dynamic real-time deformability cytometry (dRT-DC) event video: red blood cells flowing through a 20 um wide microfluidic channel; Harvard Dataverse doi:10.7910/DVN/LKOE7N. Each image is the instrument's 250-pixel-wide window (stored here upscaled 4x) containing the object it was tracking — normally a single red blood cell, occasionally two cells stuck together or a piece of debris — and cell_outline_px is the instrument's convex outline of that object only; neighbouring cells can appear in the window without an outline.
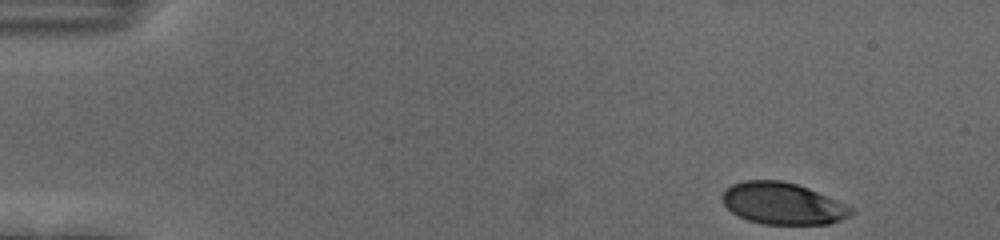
{"species": "human", "species_latin": "Homo sapiens", "temperature_condition": "cold", "stored_images_in_passage": 44, "camera_frame_rate_fps": 3000, "um_per_image_px": 0.085, "donor": {"sex": "female"}, "frame": {"image": 1, "passage_image": 1, "time_ms": 0.0, "image_size_px": [1000, 240], "cell_outline_px": [[852, 212], [848, 216], [840, 220], [828, 224], [760, 224], [748, 220], [732, 212], [724, 204], [720, 196], [724, 188], [732, 184], [744, 180], [784, 180], [808, 188], [844, 204], [852, 208]], "centroid_in_image_um": [66.46, 17.29], "position_along_channel_um": 18.5, "area_um2": 31.21}}
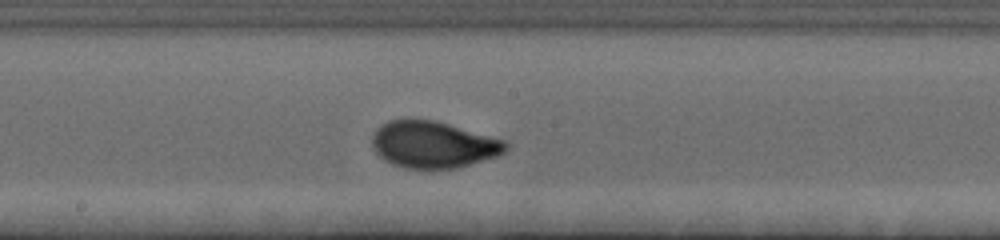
{"frame": {"image": 2, "passage_image": 26, "time_ms": 8.333, "image_size_px": [1000, 240], "cell_outline_px": [[508, 148], [504, 152], [496, 156], [456, 168], [404, 168], [392, 164], [384, 160], [376, 152], [372, 144], [372, 136], [376, 128], [380, 124], [388, 120], [436, 120], [504, 140], [508, 144]], "centroid_in_image_um": [36.8, 12.28], "position_along_channel_um": 211.4, "area_um2": 36.13}}
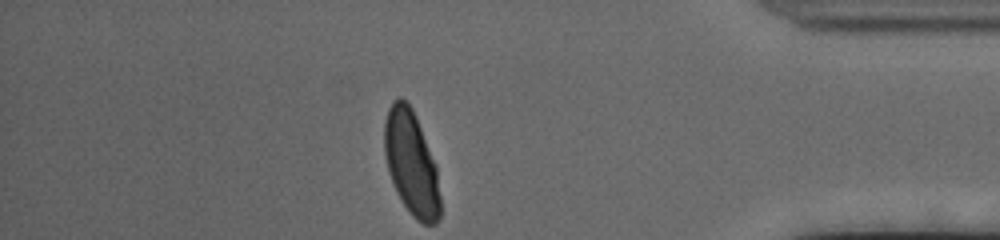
{"frame": {"image": 3, "passage_image": 44, "time_ms": 14.333, "image_size_px": [1000, 240], "cell_outline_px": [[440, 216], [436, 224], [424, 224], [416, 220], [412, 216], [404, 204], [392, 184], [388, 172], [384, 152], [384, 124], [388, 108], [392, 100], [400, 96], [412, 108], [416, 116], [436, 168], [440, 196]], "centroid_in_image_um": [34.94, 13.87], "position_along_channel_um": 400.3, "area_um2": 33.81}, "authors_computed_cell_mechanics": {"area_um2": 35.0557, "velocity_mm_per_s": 3.6624, "shape_relaxation_time_tau1_ms": 3.3344, "shape_relaxation_time_tau2_ms": null, "deformation_change_tau1": 0.1714, "deformation_change_tau2": null}}